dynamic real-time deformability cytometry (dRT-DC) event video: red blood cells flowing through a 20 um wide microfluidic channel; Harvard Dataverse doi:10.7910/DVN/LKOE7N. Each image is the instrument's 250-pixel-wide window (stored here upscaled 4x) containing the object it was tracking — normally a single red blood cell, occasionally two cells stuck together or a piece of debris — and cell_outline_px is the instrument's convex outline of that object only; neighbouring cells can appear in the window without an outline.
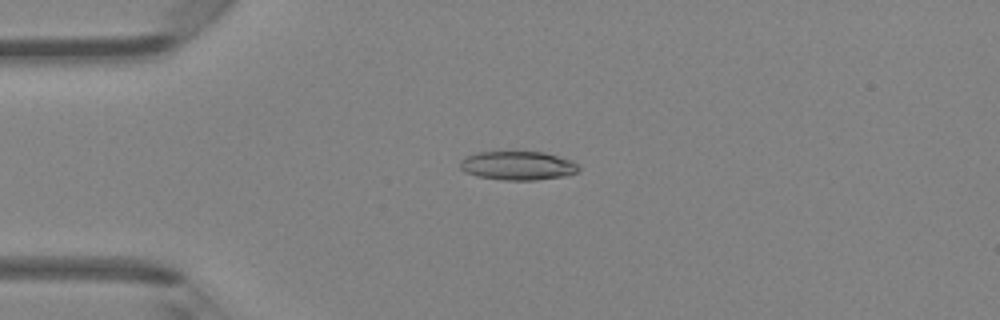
{"species": "Egyptian fruit bat (a non-hibernating species)", "species_latin": "Rousettus aegyptiacus", "temperature_condition": "room temperature", "stored_images_in_passage": 48, "camera_frame_rate_fps": 3000, "um_per_image_px": 0.085, "animal": {"sex": "female"}, "frame": {"image": 1, "passage_image": 12, "time_ms": 3.667, "image_size_px": [1000, 320], "cell_outline_px": [[580, 168], [576, 172], [568, 176], [536, 180], [504, 180], [476, 176], [464, 172], [460, 168], [460, 160], [464, 156], [476, 152], [544, 152], [572, 160]], "centroid_in_image_um": [43.99, 14.08], "position_along_channel_um": 41.0, "area_um2": 20.11}}
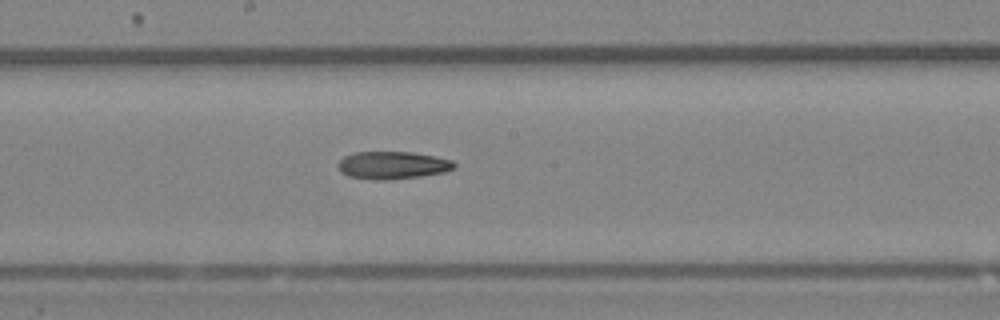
{"frame": {"image": 2, "passage_image": 26, "time_ms": 8.333, "image_size_px": [1000, 320], "cell_outline_px": [[456, 164], [452, 168], [444, 172], [420, 176], [388, 180], [372, 180], [348, 176], [340, 172], [336, 164], [344, 156], [352, 152], [412, 152], [452, 160]], "centroid_in_image_um": [33.29, 14.04], "position_along_channel_um": 214.9, "area_um2": 18.73}}
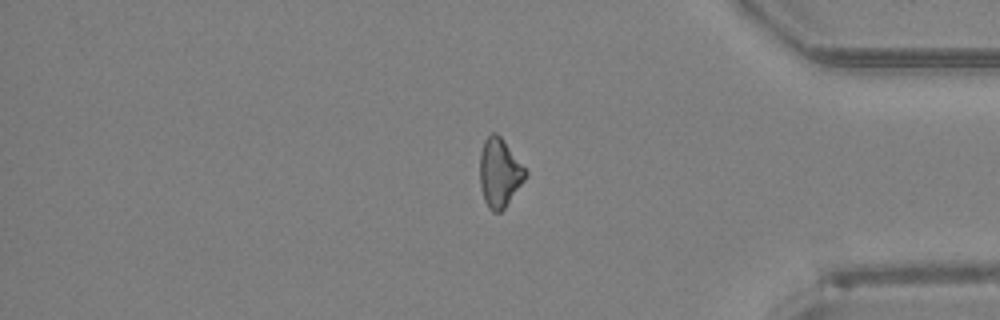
{"frame": {"image": 3, "passage_image": 40, "time_ms": 13.0, "image_size_px": [1000, 320], "cell_outline_px": [[528, 176], [504, 208], [500, 212], [492, 212], [488, 208], [484, 200], [480, 184], [480, 152], [484, 140], [492, 132], [496, 132], [500, 136], [528, 172]], "centroid_in_image_um": [42.45, 14.69], "position_along_channel_um": 392.7, "area_um2": 18.21}}